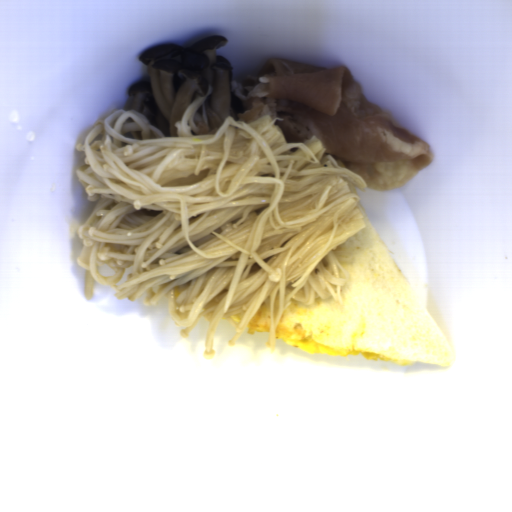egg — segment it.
<instances>
[{"mask_svg": "<svg viewBox=\"0 0 512 512\" xmlns=\"http://www.w3.org/2000/svg\"><path fill=\"white\" fill-rule=\"evenodd\" d=\"M275 340H278L284 345L319 356H358L367 359L387 360L405 367L416 361L360 350H339L317 343L309 336L290 334L278 325L275 329Z\"/></svg>", "mask_w": 512, "mask_h": 512, "instance_id": "1", "label": "egg"}, {"mask_svg": "<svg viewBox=\"0 0 512 512\" xmlns=\"http://www.w3.org/2000/svg\"><path fill=\"white\" fill-rule=\"evenodd\" d=\"M270 330L271 323H261L255 315L243 333H265L269 335Z\"/></svg>", "mask_w": 512, "mask_h": 512, "instance_id": "2", "label": "egg"}, {"mask_svg": "<svg viewBox=\"0 0 512 512\" xmlns=\"http://www.w3.org/2000/svg\"><path fill=\"white\" fill-rule=\"evenodd\" d=\"M244 313H240L235 317L226 318L235 328L238 329Z\"/></svg>", "mask_w": 512, "mask_h": 512, "instance_id": "3", "label": "egg"}]
</instances>
